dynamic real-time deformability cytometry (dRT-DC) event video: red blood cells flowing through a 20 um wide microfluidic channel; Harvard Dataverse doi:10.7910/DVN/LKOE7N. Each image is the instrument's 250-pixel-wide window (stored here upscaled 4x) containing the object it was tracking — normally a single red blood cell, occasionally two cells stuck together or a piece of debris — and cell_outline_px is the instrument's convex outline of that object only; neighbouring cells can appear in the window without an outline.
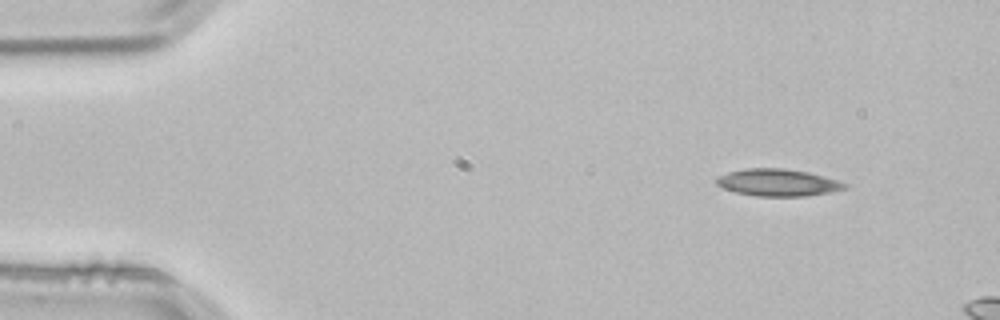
{"species": "common noctule bat (a hibernating species)", "species_latin": "Nyctalus noctula", "temperature_condition": "room temperature", "stored_images_in_passage": 3, "camera_frame_rate_fps": 3000, "um_per_image_px": 0.085, "animal": {"sex": "male", "body_mass_g": 21.5, "forearm_length_mm": 52.0}, "frame": {"image": 1, "passage_image": 1, "time_ms": 0.0, "image_size_px": [1000, 320], "cell_outline_px": [[848, 188], [832, 192], [808, 196], [756, 196], [736, 192], [724, 188], [716, 184], [716, 180], [720, 176], [728, 172], [744, 168], [784, 168], [808, 172], [836, 180], [848, 184]], "centroid_in_image_um": [66.14, 15.52], "position_along_channel_um": 18.9, "area_um2": 20.23}}